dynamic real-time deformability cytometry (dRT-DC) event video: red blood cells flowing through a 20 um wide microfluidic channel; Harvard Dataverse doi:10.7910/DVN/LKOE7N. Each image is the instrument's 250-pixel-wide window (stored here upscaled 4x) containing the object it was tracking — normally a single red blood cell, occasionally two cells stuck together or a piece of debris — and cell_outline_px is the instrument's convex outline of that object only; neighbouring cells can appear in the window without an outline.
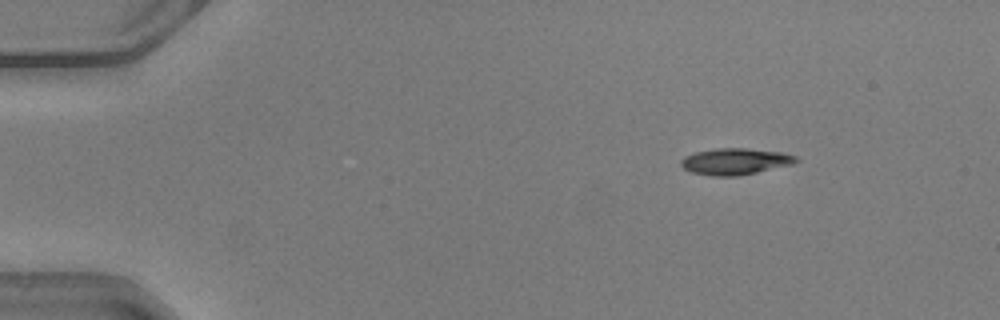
{"species": "common noctule bat (a hibernating species)", "species_latin": "Nyctalus noctula", "temperature_condition": "warm", "stored_images_in_passage": 44, "camera_frame_rate_fps": 3000, "um_per_image_px": 0.085, "animal": {"sex": "male", "body_mass_g": 20.5, "forearm_length_mm": 52.5}, "frame": {"image": 1, "passage_image": 1, "time_ms": 0.0, "image_size_px": [1000, 320], "cell_outline_px": [[800, 160], [792, 164], [756, 172], [736, 176], [712, 176], [692, 172], [684, 168], [680, 164], [680, 160], [684, 156], [696, 152], [716, 148], [748, 148], [784, 152], [796, 156]], "centroid_in_image_um": [62.5, 13.71], "position_along_channel_um": 22.5, "area_um2": 17.74}}
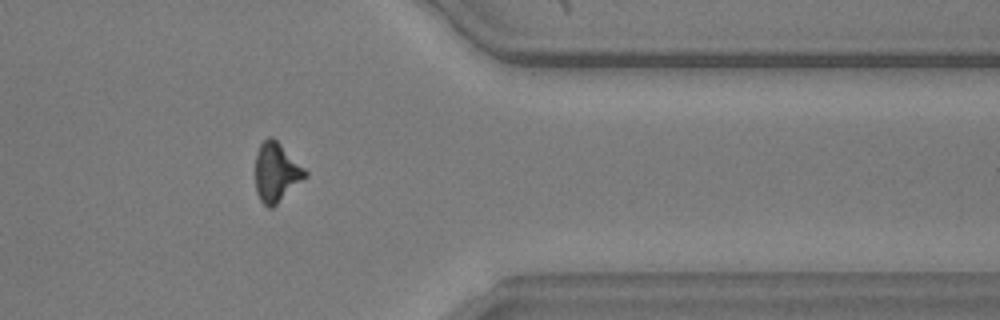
{"frame": {"image": 2, "passage_image": 35, "time_ms": 11.333, "image_size_px": [1000, 320], "cell_outline_px": [[308, 176], [272, 208], [268, 208], [260, 200], [256, 192], [256, 156], [260, 144], [268, 136], [272, 136], [308, 172]], "centroid_in_image_um": [23.49, 14.66], "position_along_channel_um": 387.9, "area_um2": 16.99}}
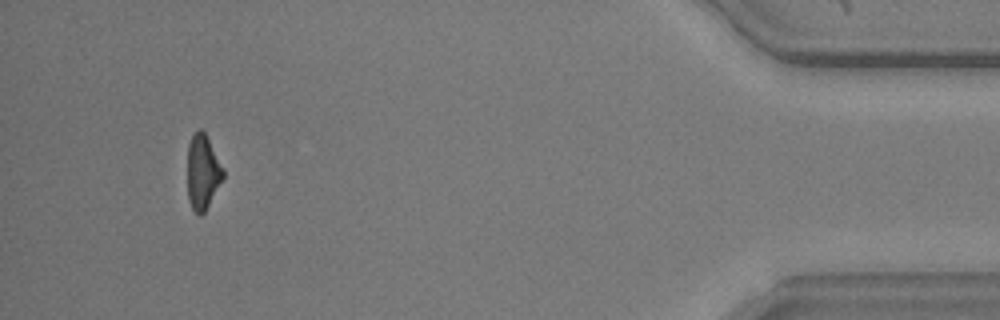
{"frame": {"image": 3, "passage_image": 41, "time_ms": 13.333, "image_size_px": [1000, 320], "cell_outline_px": [[224, 176], [204, 212], [200, 216], [192, 208], [188, 200], [188, 144], [192, 136], [200, 128], [204, 132], [224, 172]], "centroid_in_image_um": [17.2, 14.64], "position_along_channel_um": 418.0, "area_um2": 14.97}, "authors_computed_cell_mechanics": {"area_um2": 17.3978, "velocity_mm_per_s": 4.1306, "shape_relaxation_time_tau1_ms": 3.3504, "shape_relaxation_time_tau2_ms": 3.2442, "deformation_change_tau1": 0.1809, "deformation_change_tau2": 0.1342}}